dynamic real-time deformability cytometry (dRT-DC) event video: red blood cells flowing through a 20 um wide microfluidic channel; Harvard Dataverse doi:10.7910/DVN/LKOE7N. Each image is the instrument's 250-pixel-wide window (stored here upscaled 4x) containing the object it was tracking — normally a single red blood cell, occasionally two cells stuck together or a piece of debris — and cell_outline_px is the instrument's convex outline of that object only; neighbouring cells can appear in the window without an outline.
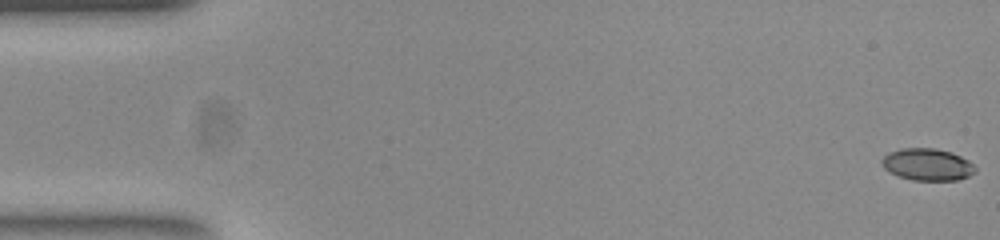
{"species": "common noctule bat (a hibernating species)", "species_latin": "Nyctalus noctula", "temperature_condition": "room temperature", "stored_images_in_passage": 53, "camera_frame_rate_fps": 3000, "um_per_image_px": 0.085, "animal": {"sex": "female", "body_mass_g": 23.0, "forearm_length_mm": 53.4}, "frame": {"image": 1, "passage_image": 1, "time_ms": 0.0, "image_size_px": [1000, 240], "cell_outline_px": [[976, 172], [968, 176], [956, 180], [912, 180], [900, 176], [884, 168], [880, 164], [880, 160], [888, 152], [900, 148], [936, 148], [952, 152], [968, 160], [976, 168]], "centroid_in_image_um": [78.81, 13.97], "position_along_channel_um": 6.2, "area_um2": 17.46}}
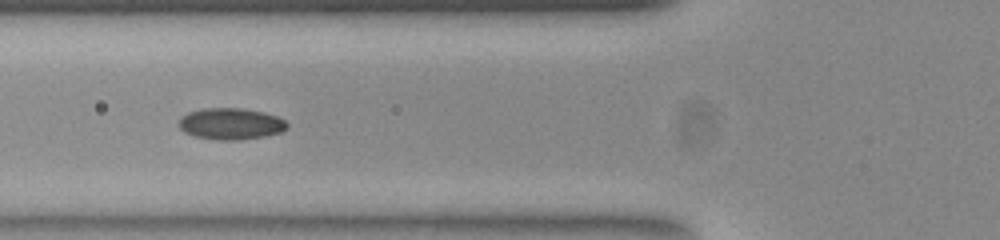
{"frame": {"image": 2, "passage_image": 20, "time_ms": 6.333, "image_size_px": [1000, 240], "cell_outline_px": [[288, 128], [280, 132], [264, 136], [240, 140], [224, 140], [196, 136], [184, 132], [180, 128], [180, 116], [188, 112], [204, 108], [244, 108], [264, 112], [276, 116], [284, 120], [288, 124]], "centroid_in_image_um": [19.63, 10.51], "position_along_channel_um": 106.2, "area_um2": 19.77}}
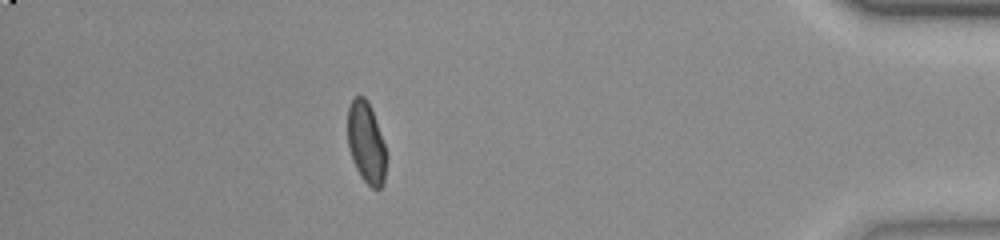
{"frame": {"image": 3, "passage_image": 47, "time_ms": 15.333, "image_size_px": [1000, 240], "cell_outline_px": [[384, 184], [380, 188], [372, 188], [360, 176], [352, 160], [348, 148], [348, 108], [352, 100], [356, 96], [364, 96], [368, 100], [372, 108], [384, 144]], "centroid_in_image_um": [31.1, 12.1], "position_along_channel_um": 404.1, "area_um2": 18.03}, "authors_computed_cell_mechanics": {"area_um2": 18.6694, "velocity_mm_per_s": 3.8666, "shape_relaxation_time_tau1_ms": null, "shape_relaxation_time_tau2_ms": 1.5148, "deformation_change_tau1": null, "deformation_change_tau2": 0.0482}}